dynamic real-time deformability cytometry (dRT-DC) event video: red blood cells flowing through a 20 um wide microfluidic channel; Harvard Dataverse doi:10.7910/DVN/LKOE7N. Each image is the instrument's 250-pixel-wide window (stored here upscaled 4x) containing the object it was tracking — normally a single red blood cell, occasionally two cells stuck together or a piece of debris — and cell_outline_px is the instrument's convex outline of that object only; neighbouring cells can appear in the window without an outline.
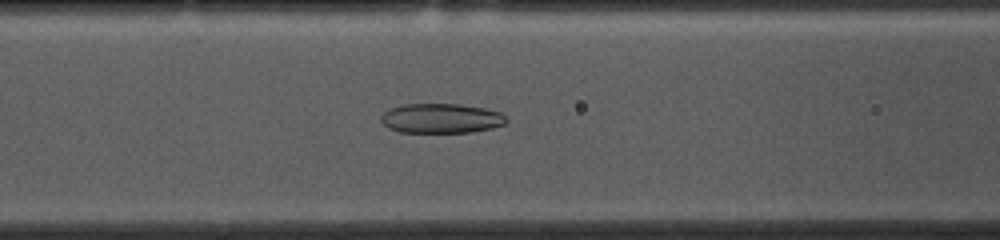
{"species": "common noctule bat (a hibernating species)", "species_latin": "Nyctalus noctula", "temperature_condition": "cold", "stored_images_in_passage": 46, "camera_frame_rate_fps": 3000, "um_per_image_px": 0.085, "animal": {"sex": "female", "body_mass_g": 10.0, "forearm_length_mm": 53.1}, "frame": {"image": 1, "passage_image": 13, "time_ms": 4.0, "image_size_px": [1000, 240], "cell_outline_px": [[508, 120], [504, 124], [492, 128], [472, 132], [400, 132], [388, 128], [380, 120], [380, 116], [384, 112], [392, 108], [404, 104], [460, 104], [484, 108], [500, 112]], "centroid_in_image_um": [37.49, 10.06], "position_along_channel_um": 129.1, "area_um2": 21.62}}
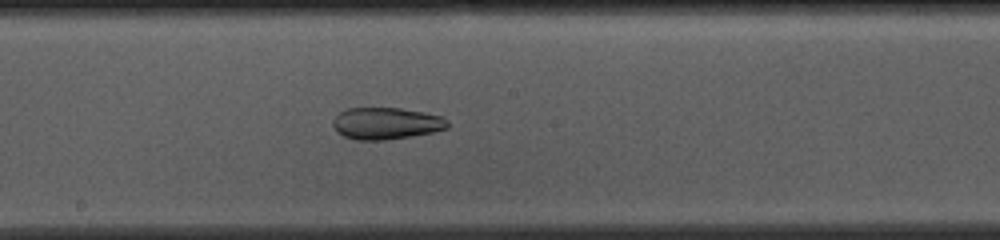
{"frame": {"image": 2, "passage_image": 20, "time_ms": 6.333, "image_size_px": [1000, 240], "cell_outline_px": [[448, 128], [432, 132], [412, 136], [384, 140], [356, 140], [344, 136], [336, 132], [332, 124], [332, 120], [344, 108], [400, 108], [424, 112], [444, 116], [448, 120]], "centroid_in_image_um": [32.82, 10.48], "position_along_channel_um": 215.4, "area_um2": 21.5}}
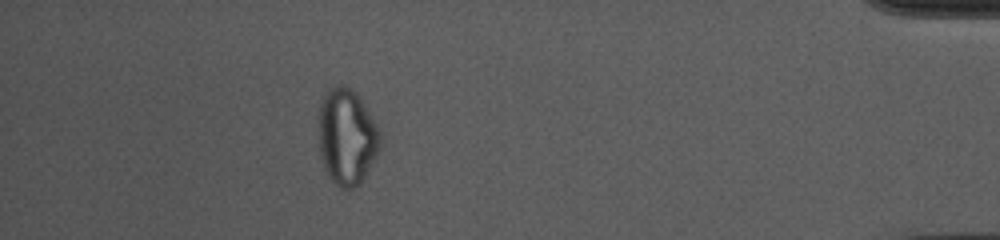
{"frame": {"image": 3, "passage_image": 40, "time_ms": 13.0, "image_size_px": [1000, 240], "cell_outline_px": [[380, 148], [372, 164], [360, 184], [356, 188], [340, 188], [328, 176], [320, 160], [316, 124], [316, 116], [320, 96], [328, 88], [336, 84], [344, 84], [352, 88], [360, 96], [372, 116], [380, 132]], "centroid_in_image_um": [29.41, 11.56], "position_along_channel_um": 405.8, "area_um2": 35.95}, "authors_computed_cell_mechanics": {"area_um2": 26.4724, "velocity_mm_per_s": 3.7013, "shape_relaxation_time_tau1_ms": null, "shape_relaxation_time_tau2_ms": 2.7076, "deformation_change_tau1": null, "deformation_change_tau2": 0.0865}}